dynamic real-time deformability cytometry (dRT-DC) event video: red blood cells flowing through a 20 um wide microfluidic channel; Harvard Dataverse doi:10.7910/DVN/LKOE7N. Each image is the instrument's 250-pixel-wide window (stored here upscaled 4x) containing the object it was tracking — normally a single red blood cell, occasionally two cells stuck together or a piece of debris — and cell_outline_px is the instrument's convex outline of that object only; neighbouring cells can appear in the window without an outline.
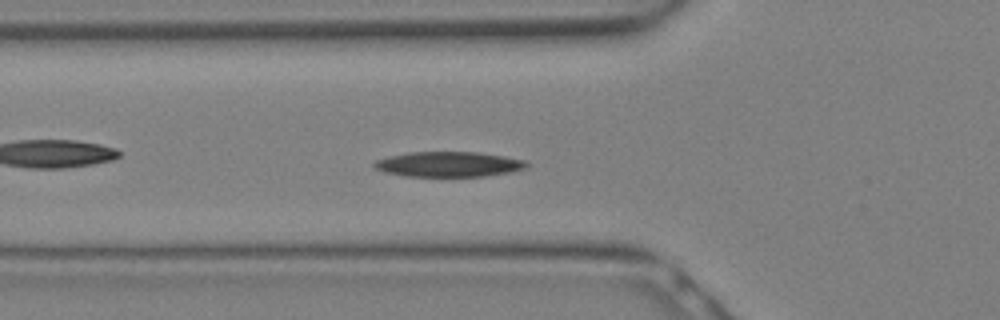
{"species": "Egyptian fruit bat (a non-hibernating species)", "species_latin": "Rousettus aegyptiacus", "temperature_condition": "warm", "stored_images_in_passage": 14, "camera_frame_rate_fps": 3000, "um_per_image_px": 0.085, "animal": {"sex": "female"}, "frame": {"image": 1, "passage_image": 10, "time_ms": 3.0, "image_size_px": [1000, 320], "cell_outline_px": [[528, 168], [512, 172], [484, 176], [404, 176], [384, 172], [376, 168], [372, 164], [376, 160], [388, 156], [408, 152], [476, 152], [504, 156], [524, 160], [528, 164]], "centroid_in_image_um": [38.14, 13.96], "position_along_channel_um": 87.7, "area_um2": 22.37}}
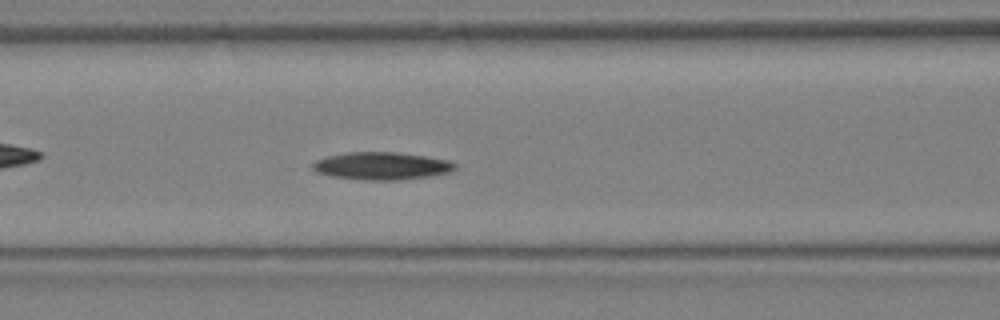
{"frame": {"image": 2, "passage_image": 12, "time_ms": 3.667, "image_size_px": [1000, 320], "cell_outline_px": [[456, 168], [452, 172], [428, 176], [396, 180], [364, 180], [332, 176], [316, 172], [312, 168], [312, 164], [316, 160], [328, 156], [348, 152], [396, 152], [424, 156], [448, 160], [456, 164]], "centroid_in_image_um": [32.44, 14.1], "position_along_channel_um": 134.2, "area_um2": 22.77}}
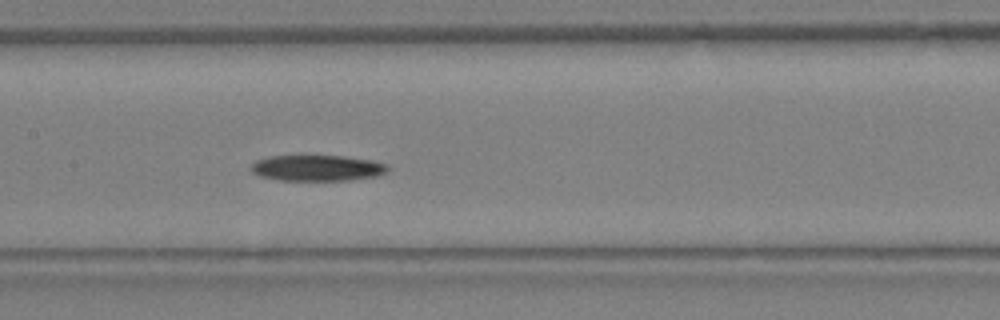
{"frame": {"image": 3, "passage_image": 14, "time_ms": 4.333, "image_size_px": [1000, 320], "cell_outline_px": [[388, 168], [384, 172], [376, 176], [352, 180], [276, 180], [260, 176], [252, 172], [248, 168], [256, 160], [268, 156], [344, 156], [372, 160], [388, 164]], "centroid_in_image_um": [26.92, 14.28], "position_along_channel_um": 180.5, "area_um2": 20.69}}